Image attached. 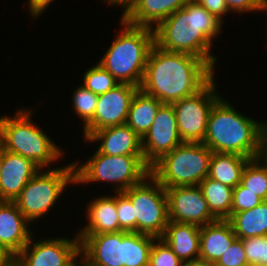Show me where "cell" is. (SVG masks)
<instances>
[{"mask_svg": "<svg viewBox=\"0 0 267 266\" xmlns=\"http://www.w3.org/2000/svg\"><path fill=\"white\" fill-rule=\"evenodd\" d=\"M73 92V110L81 120L85 127L93 118L99 95L86 89L83 84L76 87Z\"/></svg>", "mask_w": 267, "mask_h": 266, "instance_id": "obj_30", "label": "cell"}, {"mask_svg": "<svg viewBox=\"0 0 267 266\" xmlns=\"http://www.w3.org/2000/svg\"><path fill=\"white\" fill-rule=\"evenodd\" d=\"M87 225L81 227L77 235H94L123 231L119 227L116 206V194L95 197L87 204Z\"/></svg>", "mask_w": 267, "mask_h": 266, "instance_id": "obj_20", "label": "cell"}, {"mask_svg": "<svg viewBox=\"0 0 267 266\" xmlns=\"http://www.w3.org/2000/svg\"><path fill=\"white\" fill-rule=\"evenodd\" d=\"M214 70L201 58L152 46L140 89L163 104H173L201 90Z\"/></svg>", "mask_w": 267, "mask_h": 266, "instance_id": "obj_1", "label": "cell"}, {"mask_svg": "<svg viewBox=\"0 0 267 266\" xmlns=\"http://www.w3.org/2000/svg\"><path fill=\"white\" fill-rule=\"evenodd\" d=\"M77 236L86 266H125V231Z\"/></svg>", "mask_w": 267, "mask_h": 266, "instance_id": "obj_15", "label": "cell"}, {"mask_svg": "<svg viewBox=\"0 0 267 266\" xmlns=\"http://www.w3.org/2000/svg\"><path fill=\"white\" fill-rule=\"evenodd\" d=\"M15 260V256L0 243V266H7Z\"/></svg>", "mask_w": 267, "mask_h": 266, "instance_id": "obj_40", "label": "cell"}, {"mask_svg": "<svg viewBox=\"0 0 267 266\" xmlns=\"http://www.w3.org/2000/svg\"><path fill=\"white\" fill-rule=\"evenodd\" d=\"M83 79V86L96 95L104 94L119 84L118 81L98 63L94 67L92 66L87 69Z\"/></svg>", "mask_w": 267, "mask_h": 266, "instance_id": "obj_29", "label": "cell"}, {"mask_svg": "<svg viewBox=\"0 0 267 266\" xmlns=\"http://www.w3.org/2000/svg\"><path fill=\"white\" fill-rule=\"evenodd\" d=\"M2 149L0 148V178H1V174H2Z\"/></svg>", "mask_w": 267, "mask_h": 266, "instance_id": "obj_44", "label": "cell"}, {"mask_svg": "<svg viewBox=\"0 0 267 266\" xmlns=\"http://www.w3.org/2000/svg\"><path fill=\"white\" fill-rule=\"evenodd\" d=\"M86 141L88 143L101 141L97 148V151L101 154L144 156L142 139L126 124L94 131Z\"/></svg>", "mask_w": 267, "mask_h": 266, "instance_id": "obj_18", "label": "cell"}, {"mask_svg": "<svg viewBox=\"0 0 267 266\" xmlns=\"http://www.w3.org/2000/svg\"><path fill=\"white\" fill-rule=\"evenodd\" d=\"M212 151L204 143L183 142L150 167V174L166 189L199 185L209 174Z\"/></svg>", "mask_w": 267, "mask_h": 266, "instance_id": "obj_6", "label": "cell"}, {"mask_svg": "<svg viewBox=\"0 0 267 266\" xmlns=\"http://www.w3.org/2000/svg\"><path fill=\"white\" fill-rule=\"evenodd\" d=\"M222 25L204 7L189 0L154 28V43L165 51L199 57L214 70L217 59L211 53V46Z\"/></svg>", "mask_w": 267, "mask_h": 266, "instance_id": "obj_2", "label": "cell"}, {"mask_svg": "<svg viewBox=\"0 0 267 266\" xmlns=\"http://www.w3.org/2000/svg\"><path fill=\"white\" fill-rule=\"evenodd\" d=\"M236 238L227 220L200 226L199 258L216 263Z\"/></svg>", "mask_w": 267, "mask_h": 266, "instance_id": "obj_22", "label": "cell"}, {"mask_svg": "<svg viewBox=\"0 0 267 266\" xmlns=\"http://www.w3.org/2000/svg\"><path fill=\"white\" fill-rule=\"evenodd\" d=\"M82 255L83 254L80 251L66 266H86L85 258Z\"/></svg>", "mask_w": 267, "mask_h": 266, "instance_id": "obj_43", "label": "cell"}, {"mask_svg": "<svg viewBox=\"0 0 267 266\" xmlns=\"http://www.w3.org/2000/svg\"><path fill=\"white\" fill-rule=\"evenodd\" d=\"M249 266L267 264V236L242 239Z\"/></svg>", "mask_w": 267, "mask_h": 266, "instance_id": "obj_32", "label": "cell"}, {"mask_svg": "<svg viewBox=\"0 0 267 266\" xmlns=\"http://www.w3.org/2000/svg\"><path fill=\"white\" fill-rule=\"evenodd\" d=\"M259 158L267 166V127L264 130L262 138H261Z\"/></svg>", "mask_w": 267, "mask_h": 266, "instance_id": "obj_41", "label": "cell"}, {"mask_svg": "<svg viewBox=\"0 0 267 266\" xmlns=\"http://www.w3.org/2000/svg\"><path fill=\"white\" fill-rule=\"evenodd\" d=\"M169 221L204 226L217 219L211 214L198 185L166 188Z\"/></svg>", "mask_w": 267, "mask_h": 266, "instance_id": "obj_14", "label": "cell"}, {"mask_svg": "<svg viewBox=\"0 0 267 266\" xmlns=\"http://www.w3.org/2000/svg\"><path fill=\"white\" fill-rule=\"evenodd\" d=\"M15 257L20 266H66L79 252L80 240L75 238H49L33 241Z\"/></svg>", "mask_w": 267, "mask_h": 266, "instance_id": "obj_13", "label": "cell"}, {"mask_svg": "<svg viewBox=\"0 0 267 266\" xmlns=\"http://www.w3.org/2000/svg\"><path fill=\"white\" fill-rule=\"evenodd\" d=\"M181 143L183 142L178 132L176 115L172 104H162L150 129L142 138L145 163L151 167Z\"/></svg>", "mask_w": 267, "mask_h": 266, "instance_id": "obj_11", "label": "cell"}, {"mask_svg": "<svg viewBox=\"0 0 267 266\" xmlns=\"http://www.w3.org/2000/svg\"><path fill=\"white\" fill-rule=\"evenodd\" d=\"M73 163L75 184L111 182L114 184L115 193L126 191L150 175V167L145 163L144 156H111L96 150L87 162Z\"/></svg>", "mask_w": 267, "mask_h": 266, "instance_id": "obj_7", "label": "cell"}, {"mask_svg": "<svg viewBox=\"0 0 267 266\" xmlns=\"http://www.w3.org/2000/svg\"><path fill=\"white\" fill-rule=\"evenodd\" d=\"M266 127L267 119L262 122L245 116L220 97L210 110L203 143L212 152L258 158Z\"/></svg>", "mask_w": 267, "mask_h": 266, "instance_id": "obj_3", "label": "cell"}, {"mask_svg": "<svg viewBox=\"0 0 267 266\" xmlns=\"http://www.w3.org/2000/svg\"><path fill=\"white\" fill-rule=\"evenodd\" d=\"M157 238L125 231V266H148L149 254Z\"/></svg>", "mask_w": 267, "mask_h": 266, "instance_id": "obj_27", "label": "cell"}, {"mask_svg": "<svg viewBox=\"0 0 267 266\" xmlns=\"http://www.w3.org/2000/svg\"><path fill=\"white\" fill-rule=\"evenodd\" d=\"M31 113V109L21 108L12 117H0V148L22 155L45 169L52 162L59 161L63 152L32 122Z\"/></svg>", "mask_w": 267, "mask_h": 266, "instance_id": "obj_5", "label": "cell"}, {"mask_svg": "<svg viewBox=\"0 0 267 266\" xmlns=\"http://www.w3.org/2000/svg\"><path fill=\"white\" fill-rule=\"evenodd\" d=\"M188 1L138 0L120 19L129 25L154 29L175 11L182 9Z\"/></svg>", "mask_w": 267, "mask_h": 266, "instance_id": "obj_19", "label": "cell"}, {"mask_svg": "<svg viewBox=\"0 0 267 266\" xmlns=\"http://www.w3.org/2000/svg\"><path fill=\"white\" fill-rule=\"evenodd\" d=\"M122 29L98 64L118 83L140 88L149 52L154 43V29L136 27L121 19Z\"/></svg>", "mask_w": 267, "mask_h": 266, "instance_id": "obj_4", "label": "cell"}, {"mask_svg": "<svg viewBox=\"0 0 267 266\" xmlns=\"http://www.w3.org/2000/svg\"><path fill=\"white\" fill-rule=\"evenodd\" d=\"M138 89L139 87L132 84L119 83L113 89L99 95L95 114L84 127V139L86 140L94 131L124 125L132 98Z\"/></svg>", "mask_w": 267, "mask_h": 266, "instance_id": "obj_12", "label": "cell"}, {"mask_svg": "<svg viewBox=\"0 0 267 266\" xmlns=\"http://www.w3.org/2000/svg\"><path fill=\"white\" fill-rule=\"evenodd\" d=\"M227 221L239 239L267 236V201L251 210L231 214Z\"/></svg>", "mask_w": 267, "mask_h": 266, "instance_id": "obj_25", "label": "cell"}, {"mask_svg": "<svg viewBox=\"0 0 267 266\" xmlns=\"http://www.w3.org/2000/svg\"><path fill=\"white\" fill-rule=\"evenodd\" d=\"M182 266H216L215 263L201 258L183 262Z\"/></svg>", "mask_w": 267, "mask_h": 266, "instance_id": "obj_42", "label": "cell"}, {"mask_svg": "<svg viewBox=\"0 0 267 266\" xmlns=\"http://www.w3.org/2000/svg\"><path fill=\"white\" fill-rule=\"evenodd\" d=\"M69 184H75L74 163L36 173L13 201L30 222L38 221L55 206Z\"/></svg>", "mask_w": 267, "mask_h": 266, "instance_id": "obj_8", "label": "cell"}, {"mask_svg": "<svg viewBox=\"0 0 267 266\" xmlns=\"http://www.w3.org/2000/svg\"><path fill=\"white\" fill-rule=\"evenodd\" d=\"M202 7H204L209 13L214 15L223 23V16L229 13L225 0H194Z\"/></svg>", "mask_w": 267, "mask_h": 266, "instance_id": "obj_37", "label": "cell"}, {"mask_svg": "<svg viewBox=\"0 0 267 266\" xmlns=\"http://www.w3.org/2000/svg\"><path fill=\"white\" fill-rule=\"evenodd\" d=\"M229 12L238 14L267 11V0H225Z\"/></svg>", "mask_w": 267, "mask_h": 266, "instance_id": "obj_36", "label": "cell"}, {"mask_svg": "<svg viewBox=\"0 0 267 266\" xmlns=\"http://www.w3.org/2000/svg\"><path fill=\"white\" fill-rule=\"evenodd\" d=\"M7 266H20V265L18 264V262L16 260H14Z\"/></svg>", "mask_w": 267, "mask_h": 266, "instance_id": "obj_45", "label": "cell"}, {"mask_svg": "<svg viewBox=\"0 0 267 266\" xmlns=\"http://www.w3.org/2000/svg\"><path fill=\"white\" fill-rule=\"evenodd\" d=\"M123 193L134 208V232L162 238L169 217L167 195L161 184L150 174Z\"/></svg>", "mask_w": 267, "mask_h": 266, "instance_id": "obj_9", "label": "cell"}, {"mask_svg": "<svg viewBox=\"0 0 267 266\" xmlns=\"http://www.w3.org/2000/svg\"><path fill=\"white\" fill-rule=\"evenodd\" d=\"M182 265L183 262L173 253L172 249L161 238H157V240L153 242L149 254L148 266H182Z\"/></svg>", "mask_w": 267, "mask_h": 266, "instance_id": "obj_31", "label": "cell"}, {"mask_svg": "<svg viewBox=\"0 0 267 266\" xmlns=\"http://www.w3.org/2000/svg\"><path fill=\"white\" fill-rule=\"evenodd\" d=\"M105 2H107L108 5H112V6H116L119 5L122 8V16L125 15L132 7L133 5L138 1V0H104Z\"/></svg>", "mask_w": 267, "mask_h": 266, "instance_id": "obj_39", "label": "cell"}, {"mask_svg": "<svg viewBox=\"0 0 267 266\" xmlns=\"http://www.w3.org/2000/svg\"><path fill=\"white\" fill-rule=\"evenodd\" d=\"M116 206L119 227L123 231L134 232V208L123 192H116Z\"/></svg>", "mask_w": 267, "mask_h": 266, "instance_id": "obj_34", "label": "cell"}, {"mask_svg": "<svg viewBox=\"0 0 267 266\" xmlns=\"http://www.w3.org/2000/svg\"><path fill=\"white\" fill-rule=\"evenodd\" d=\"M241 184L267 201V166L259 157L247 162L242 172Z\"/></svg>", "mask_w": 267, "mask_h": 266, "instance_id": "obj_28", "label": "cell"}, {"mask_svg": "<svg viewBox=\"0 0 267 266\" xmlns=\"http://www.w3.org/2000/svg\"><path fill=\"white\" fill-rule=\"evenodd\" d=\"M215 264L216 266H249L242 239L236 238Z\"/></svg>", "mask_w": 267, "mask_h": 266, "instance_id": "obj_35", "label": "cell"}, {"mask_svg": "<svg viewBox=\"0 0 267 266\" xmlns=\"http://www.w3.org/2000/svg\"><path fill=\"white\" fill-rule=\"evenodd\" d=\"M29 224L13 201H0V243L15 257L34 233Z\"/></svg>", "mask_w": 267, "mask_h": 266, "instance_id": "obj_17", "label": "cell"}, {"mask_svg": "<svg viewBox=\"0 0 267 266\" xmlns=\"http://www.w3.org/2000/svg\"><path fill=\"white\" fill-rule=\"evenodd\" d=\"M264 200L252 191L247 190L241 183L233 188L232 214L236 212L251 210L261 204Z\"/></svg>", "mask_w": 267, "mask_h": 266, "instance_id": "obj_33", "label": "cell"}, {"mask_svg": "<svg viewBox=\"0 0 267 266\" xmlns=\"http://www.w3.org/2000/svg\"><path fill=\"white\" fill-rule=\"evenodd\" d=\"M249 160L238 154L213 152L208 177L235 188L241 183L243 169Z\"/></svg>", "mask_w": 267, "mask_h": 266, "instance_id": "obj_24", "label": "cell"}, {"mask_svg": "<svg viewBox=\"0 0 267 266\" xmlns=\"http://www.w3.org/2000/svg\"><path fill=\"white\" fill-rule=\"evenodd\" d=\"M161 239L182 262L199 258L200 226L169 221Z\"/></svg>", "mask_w": 267, "mask_h": 266, "instance_id": "obj_21", "label": "cell"}, {"mask_svg": "<svg viewBox=\"0 0 267 266\" xmlns=\"http://www.w3.org/2000/svg\"><path fill=\"white\" fill-rule=\"evenodd\" d=\"M214 77L196 94L172 104L182 142L203 143L211 108L221 97Z\"/></svg>", "mask_w": 267, "mask_h": 266, "instance_id": "obj_10", "label": "cell"}, {"mask_svg": "<svg viewBox=\"0 0 267 266\" xmlns=\"http://www.w3.org/2000/svg\"><path fill=\"white\" fill-rule=\"evenodd\" d=\"M162 104L154 96L144 93L139 88L132 98L125 124L142 139L150 129Z\"/></svg>", "mask_w": 267, "mask_h": 266, "instance_id": "obj_23", "label": "cell"}, {"mask_svg": "<svg viewBox=\"0 0 267 266\" xmlns=\"http://www.w3.org/2000/svg\"><path fill=\"white\" fill-rule=\"evenodd\" d=\"M257 266H267V264H260V265H257Z\"/></svg>", "mask_w": 267, "mask_h": 266, "instance_id": "obj_46", "label": "cell"}, {"mask_svg": "<svg viewBox=\"0 0 267 266\" xmlns=\"http://www.w3.org/2000/svg\"><path fill=\"white\" fill-rule=\"evenodd\" d=\"M2 163L0 201H14L28 181L41 168L32 160L3 149Z\"/></svg>", "mask_w": 267, "mask_h": 266, "instance_id": "obj_16", "label": "cell"}, {"mask_svg": "<svg viewBox=\"0 0 267 266\" xmlns=\"http://www.w3.org/2000/svg\"><path fill=\"white\" fill-rule=\"evenodd\" d=\"M32 18L39 17L53 0H27Z\"/></svg>", "mask_w": 267, "mask_h": 266, "instance_id": "obj_38", "label": "cell"}, {"mask_svg": "<svg viewBox=\"0 0 267 266\" xmlns=\"http://www.w3.org/2000/svg\"><path fill=\"white\" fill-rule=\"evenodd\" d=\"M211 214L217 220H227L232 214L233 188L206 177L199 185Z\"/></svg>", "mask_w": 267, "mask_h": 266, "instance_id": "obj_26", "label": "cell"}]
</instances>
